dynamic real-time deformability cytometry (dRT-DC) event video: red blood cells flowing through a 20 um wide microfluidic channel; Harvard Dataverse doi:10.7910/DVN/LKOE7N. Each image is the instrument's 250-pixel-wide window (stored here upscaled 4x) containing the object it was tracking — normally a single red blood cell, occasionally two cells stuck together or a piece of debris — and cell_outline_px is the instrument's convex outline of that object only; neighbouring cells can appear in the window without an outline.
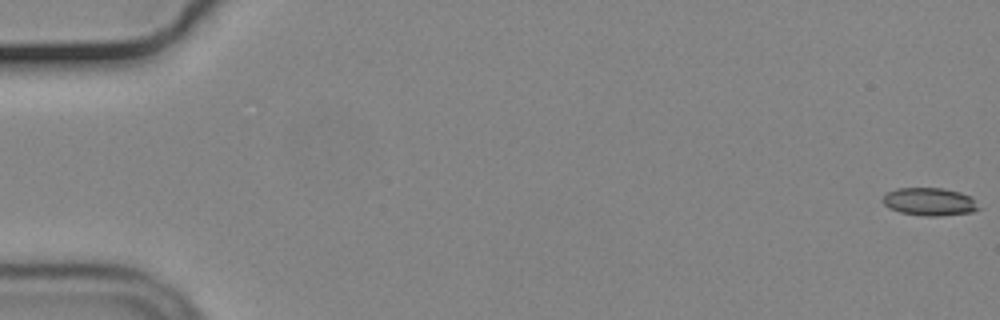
{"species": "common noctule bat (a hibernating species)", "species_latin": "Nyctalus noctula", "temperature_condition": "cold", "stored_images_in_passage": 16, "camera_frame_rate_fps": 3000, "um_per_image_px": 0.085, "animal": {"sex": "male", "body_mass_g": 19.2, "forearm_length_mm": 51.8}, "frame": {"image": 1, "passage_image": 1, "time_ms": 0.0, "image_size_px": [1000, 320], "cell_outline_px": [[980, 208], [972, 212], [936, 216], [924, 216], [900, 212], [888, 208], [880, 200], [888, 192], [896, 188], [944, 188], [960, 192], [972, 196]], "centroid_in_image_um": [79.0, 17.14], "position_along_channel_um": 6.0, "area_um2": 15.66}}
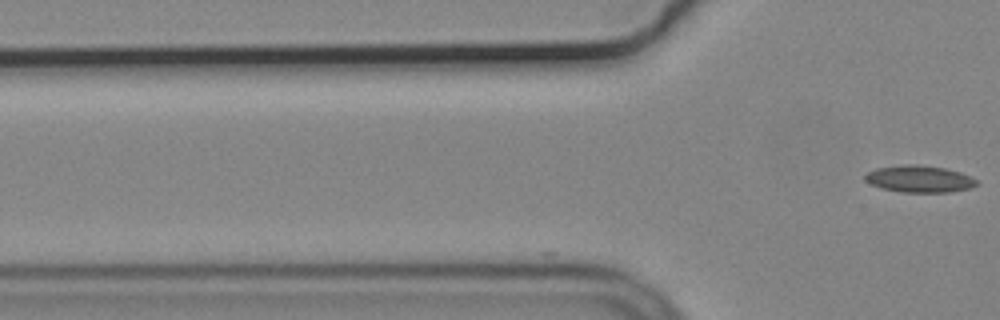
{"frame": {"image": 2, "passage_image": 16, "time_ms": 5.0, "image_size_px": [1000, 320], "cell_outline_px": [[980, 184], [972, 188], [948, 192], [900, 192], [880, 188], [868, 184], [864, 180], [864, 176], [868, 172], [876, 168], [904, 164], [916, 164], [944, 168], [960, 172], [972, 176]], "centroid_in_image_um": [78.14, 15.21], "position_along_channel_um": 47.7, "area_um2": 17.74}}